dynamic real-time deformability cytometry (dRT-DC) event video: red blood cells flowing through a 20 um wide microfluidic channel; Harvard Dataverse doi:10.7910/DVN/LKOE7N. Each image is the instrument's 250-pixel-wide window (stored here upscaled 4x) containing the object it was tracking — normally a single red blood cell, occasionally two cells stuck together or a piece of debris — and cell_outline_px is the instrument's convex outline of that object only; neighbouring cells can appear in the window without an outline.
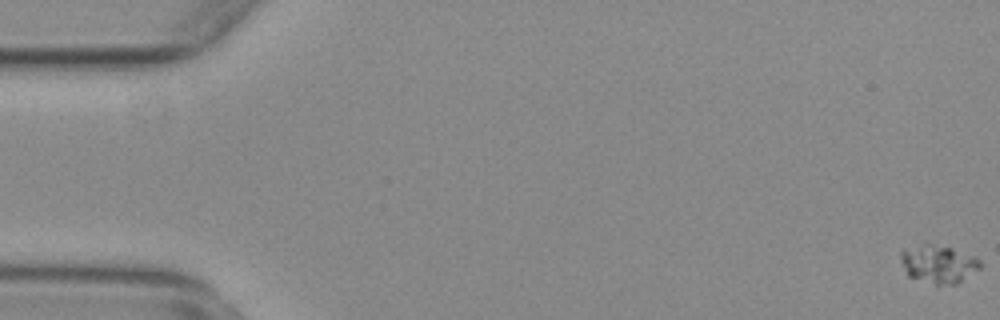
{"species": "common noctule bat (a hibernating species)", "species_latin": "Nyctalus noctula", "temperature_condition": "warm", "stored_images_in_passage": 57, "camera_frame_rate_fps": 3000, "um_per_image_px": 0.085, "animal": {"sex": "female", "body_mass_g": 29.2, "forearm_length_mm": 56.3}, "frame": {"image": 1, "passage_image": 1, "time_ms": 0.0, "image_size_px": [1000, 320], "cell_outline_px": [[980, 268], [956, 284], [936, 284], [908, 276], [900, 260], [900, 252], [904, 248], [924, 244], [932, 244], [952, 248], [972, 256], [980, 260]], "centroid_in_image_um": [79.73, 22.43], "position_along_channel_um": 5.3, "area_um2": 17.28}}
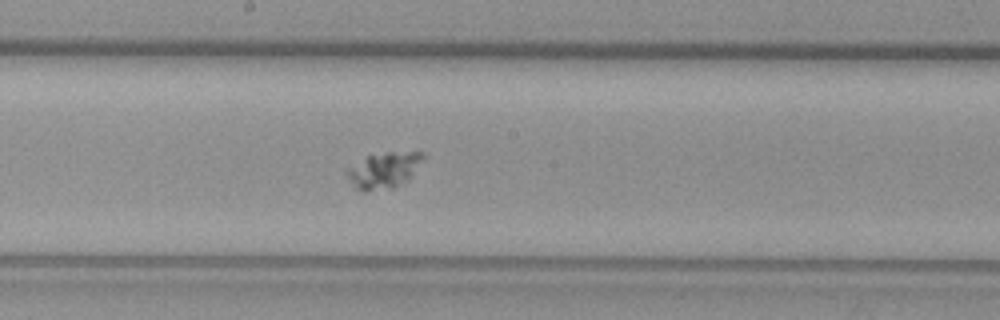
{"frame": {"image": 2, "passage_image": 31, "time_ms": 10.0, "image_size_px": [1000, 320], "cell_outline_px": [[424, 156], [408, 180], [392, 188], [368, 192], [364, 192], [356, 188], [348, 180], [348, 168], [364, 156], [388, 152], [424, 152]], "centroid_in_image_um": [32.6, 14.48], "position_along_channel_um": 215.6, "area_um2": 15.84}}
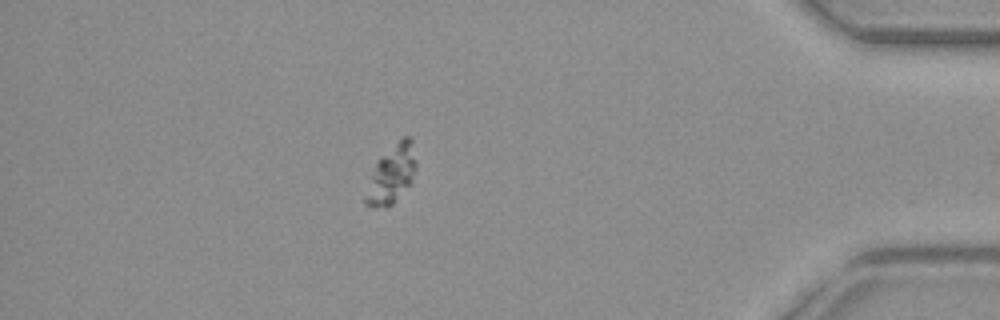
{"frame": {"image": 3, "passage_image": 50, "time_ms": 16.333, "image_size_px": [1000, 320], "cell_outline_px": [[416, 168], [412, 184], [392, 204], [372, 208], [364, 204], [364, 200], [376, 160], [380, 156], [404, 136], [412, 136], [416, 160]], "centroid_in_image_um": [33.32, 14.8], "position_along_channel_um": 401.9, "area_um2": 17.17}}